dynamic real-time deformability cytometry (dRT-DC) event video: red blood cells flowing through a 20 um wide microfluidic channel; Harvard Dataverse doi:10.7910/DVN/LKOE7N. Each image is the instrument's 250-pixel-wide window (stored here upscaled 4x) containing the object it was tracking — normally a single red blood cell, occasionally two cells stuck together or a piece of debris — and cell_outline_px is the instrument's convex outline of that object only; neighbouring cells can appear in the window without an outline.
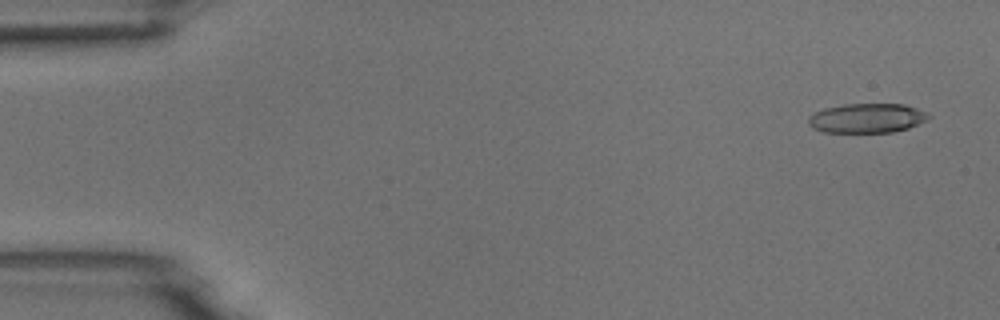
{"species": "common noctule bat (a hibernating species)", "species_latin": "Nyctalus noctula", "temperature_condition": "room temperature", "stored_images_in_passage": 54, "camera_frame_rate_fps": 3000, "um_per_image_px": 0.085, "animal": {"sex": "male", "body_mass_g": 18.8}, "frame": {"image": 1, "passage_image": 3, "time_ms": 0.667, "image_size_px": [1000, 320], "cell_outline_px": [[932, 116], [928, 120], [908, 128], [892, 132], [824, 132], [812, 128], [808, 124], [808, 116], [824, 108], [844, 104], [904, 104], [928, 112]], "centroid_in_image_um": [73.71, 10.04], "position_along_channel_um": 11.3, "area_um2": 20.75}}
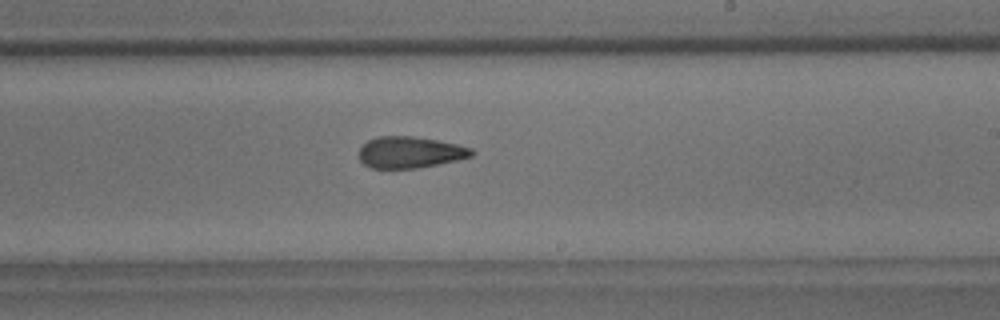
{"frame": {"image": 2, "passage_image": 32, "time_ms": 10.333, "image_size_px": [1000, 320], "cell_outline_px": [[476, 152], [472, 156], [456, 160], [416, 168], [372, 168], [364, 164], [360, 160], [360, 148], [368, 140], [376, 136], [412, 136], [436, 140], [456, 144], [472, 148]], "centroid_in_image_um": [34.85, 12.94], "position_along_channel_um": 254.2, "area_um2": 20.46}}
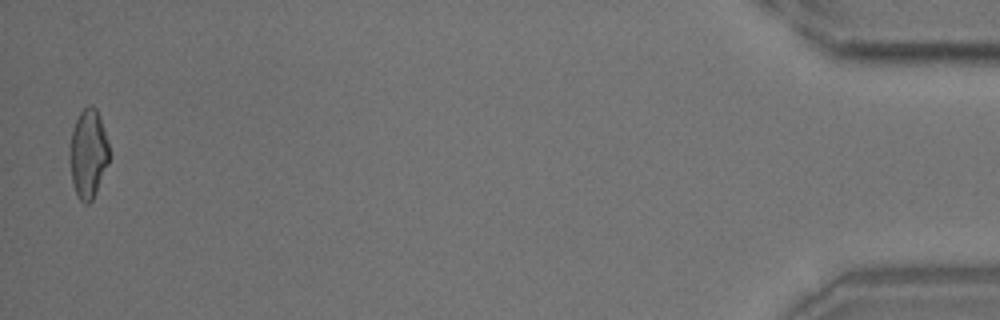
{"frame": {"image": 3, "passage_image": 53, "time_ms": 17.333, "image_size_px": [1000, 320], "cell_outline_px": [[108, 164], [92, 200], [88, 204], [84, 204], [76, 196], [72, 184], [68, 160], [72, 132], [76, 120], [80, 112], [88, 104], [92, 104], [96, 108], [100, 116], [108, 144]], "centroid_in_image_um": [7.47, 13.08], "position_along_channel_um": 427.7, "area_um2": 20.52}, "authors_computed_cell_mechanics": {"area_um2": 21.2704, "velocity_mm_per_s": 3.7706, "shape_relaxation_time_tau1_ms": null, "shape_relaxation_time_tau2_ms": 4.4857, "deformation_change_tau1": null, "deformation_change_tau2": 0.1421}}